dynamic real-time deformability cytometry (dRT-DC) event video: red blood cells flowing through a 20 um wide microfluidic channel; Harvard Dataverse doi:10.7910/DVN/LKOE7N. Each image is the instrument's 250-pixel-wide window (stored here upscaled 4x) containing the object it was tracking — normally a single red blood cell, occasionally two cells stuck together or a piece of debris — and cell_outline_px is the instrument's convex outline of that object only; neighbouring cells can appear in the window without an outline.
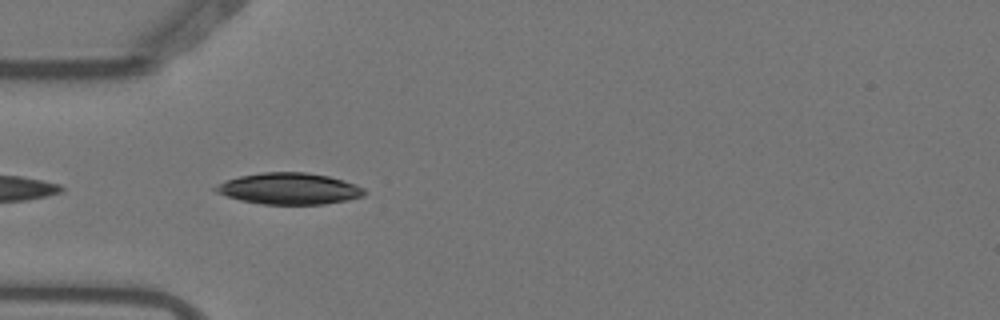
{"species": "Egyptian fruit bat (a non-hibernating species)", "species_latin": "Rousettus aegyptiacus", "temperature_condition": "warm", "stored_images_in_passage": 6, "camera_frame_rate_fps": 3000, "um_per_image_px": 0.085, "animal": {"sex": "female"}, "frame": {"image": 1, "passage_image": 5, "time_ms": 1.333, "image_size_px": [1000, 320], "cell_outline_px": [[368, 192], [364, 196], [348, 200], [324, 204], [264, 204], [240, 200], [216, 192], [212, 188], [224, 180], [240, 176], [264, 172], [304, 172], [328, 176], [344, 180], [356, 184], [364, 188]], "centroid_in_image_um": [24.61, 16.03], "position_along_channel_um": 60.4, "area_um2": 27.28}}
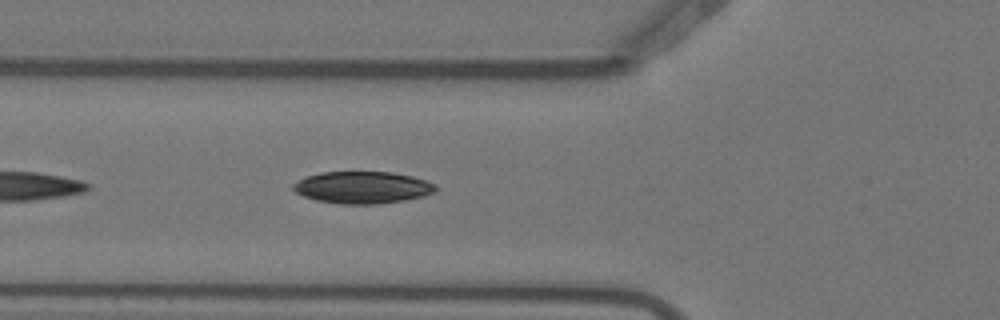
{"frame": {"image": 2, "passage_image": 6, "time_ms": 1.667, "image_size_px": [1000, 320], "cell_outline_px": [[440, 188], [436, 192], [424, 196], [404, 200], [376, 204], [340, 204], [316, 200], [304, 196], [288, 188], [292, 184], [308, 176], [320, 172], [392, 172], [412, 176], [436, 184]], "centroid_in_image_um": [30.83, 15.93], "position_along_channel_um": 95.0, "area_um2": 26.76}}